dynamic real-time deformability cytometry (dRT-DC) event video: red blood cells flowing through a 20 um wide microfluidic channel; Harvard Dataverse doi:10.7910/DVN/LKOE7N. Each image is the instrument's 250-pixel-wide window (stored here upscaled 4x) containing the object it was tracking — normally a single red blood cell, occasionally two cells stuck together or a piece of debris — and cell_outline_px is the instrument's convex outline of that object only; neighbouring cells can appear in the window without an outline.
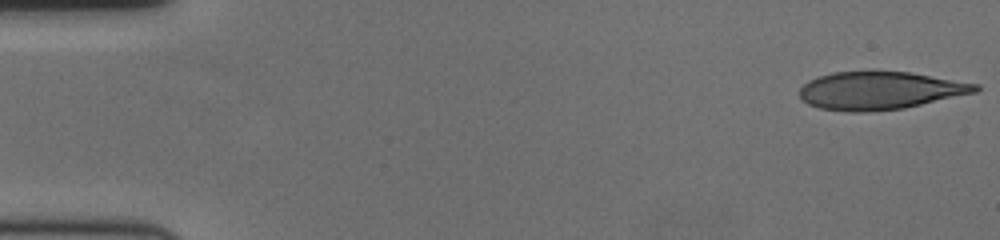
{"species": "human", "species_latin": "Homo sapiens", "temperature_condition": "cold", "stored_images_in_passage": 57, "camera_frame_rate_fps": 3000, "um_per_image_px": 0.085, "donor": {"sex": "female"}, "frame": {"image": 1, "passage_image": 1, "time_ms": 0.0, "image_size_px": [1000, 240], "cell_outline_px": [[980, 88], [976, 92], [904, 108], [864, 112], [848, 112], [820, 108], [808, 104], [800, 96], [800, 88], [804, 84], [820, 76], [832, 72], [908, 72], [980, 84]], "centroid_in_image_um": [74.81, 7.71], "position_along_channel_um": 10.2, "area_um2": 38.32}}
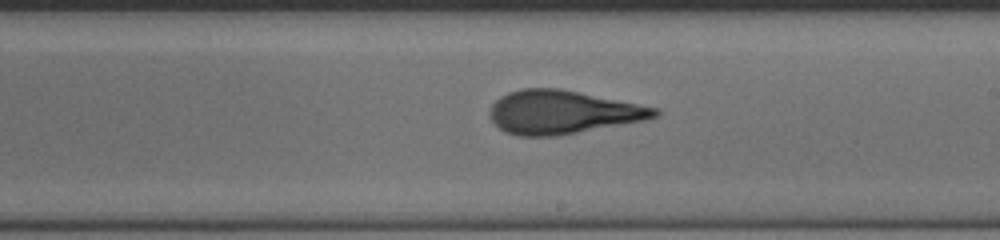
{"frame": {"image": 2, "passage_image": 33, "time_ms": 10.667, "image_size_px": [1000, 240], "cell_outline_px": [[660, 112], [656, 116], [644, 120], [556, 136], [516, 136], [504, 132], [492, 120], [488, 112], [492, 104], [500, 96], [508, 92], [520, 88], [560, 88], [660, 108]], "centroid_in_image_um": [47.78, 9.52], "position_along_channel_um": 241.2, "area_um2": 41.73}}
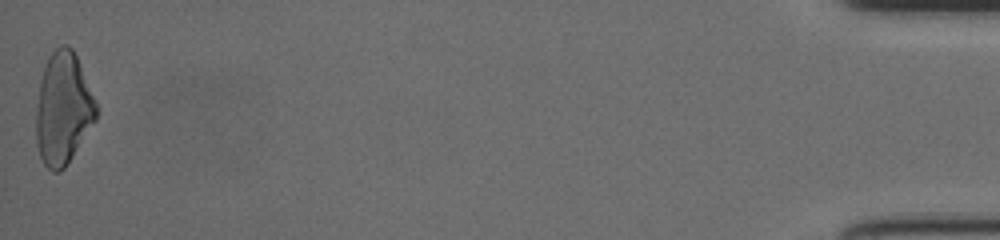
{"frame": {"image": 3, "passage_image": 57, "time_ms": 18.667, "image_size_px": [1000, 240], "cell_outline_px": [[96, 120], [64, 168], [60, 172], [52, 172], [44, 164], [40, 156], [36, 144], [36, 108], [40, 80], [44, 68], [52, 52], [60, 44], [68, 44], [72, 48], [76, 56], [96, 100]], "centroid_in_image_um": [5.35, 9.24], "position_along_channel_um": 429.8, "area_um2": 39.07}, "authors_computed_cell_mechanics": {"area_um2": 39.882, "velocity_mm_per_s": 3.5809, "shape_relaxation_time_tau1_ms": 6.6318, "shape_relaxation_time_tau2_ms": 1.5512, "deformation_change_tau1": 0.2313, "deformation_change_tau2": 0.1086}}